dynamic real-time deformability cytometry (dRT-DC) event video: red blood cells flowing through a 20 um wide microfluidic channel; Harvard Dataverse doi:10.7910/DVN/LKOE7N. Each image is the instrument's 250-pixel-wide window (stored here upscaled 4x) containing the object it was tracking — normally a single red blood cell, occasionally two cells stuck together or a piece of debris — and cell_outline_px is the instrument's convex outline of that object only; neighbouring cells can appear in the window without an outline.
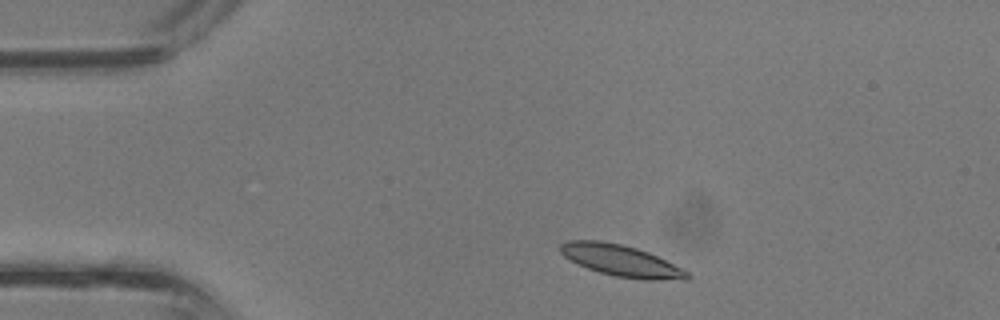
{"species": "common noctule bat (a hibernating species)", "species_latin": "Nyctalus noctula", "temperature_condition": "room temperature", "stored_images_in_passage": 34, "camera_frame_rate_fps": 3000, "um_per_image_px": 0.085, "animal": {"sex": "male", "body_mass_g": 13.3}, "frame": {"image": 1, "passage_image": 3, "time_ms": 0.667, "image_size_px": [1000, 320], "cell_outline_px": [[692, 276], [688, 280], [644, 280], [616, 276], [600, 272], [588, 268], [564, 256], [560, 252], [560, 244], [568, 240], [600, 240], [620, 244], [636, 248], [648, 252], [688, 272]], "centroid_in_image_um": [52.81, 22.16], "position_along_channel_um": 32.2, "area_um2": 22.95}}
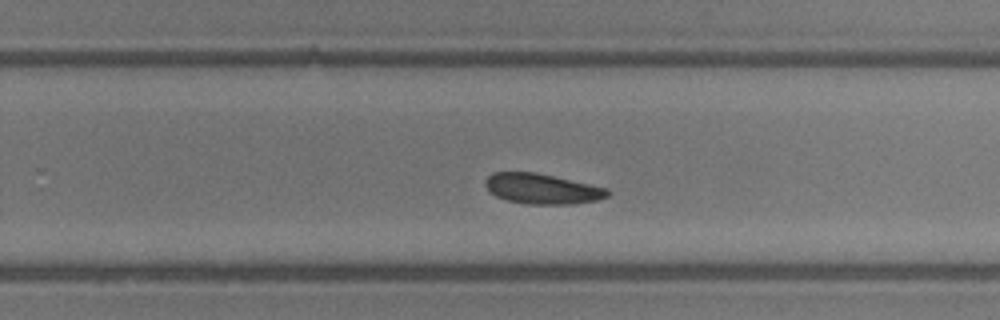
{"frame": {"image": 2, "passage_image": 20, "time_ms": 6.333, "image_size_px": [1000, 320], "cell_outline_px": [[612, 192], [608, 196], [596, 200], [572, 204], [528, 204], [508, 200], [496, 196], [488, 192], [484, 184], [484, 180], [492, 172], [536, 172], [608, 188]], "centroid_in_image_um": [46.06, 16.04], "position_along_channel_um": 283.7, "area_um2": 21.68}}
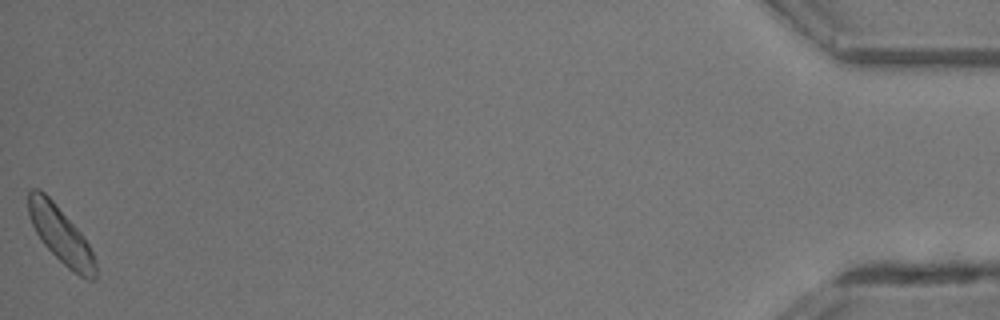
{"frame": {"image": 3, "passage_image": 34, "time_ms": 11.0, "image_size_px": [1000, 320], "cell_outline_px": [[96, 280], [88, 280], [72, 272], [44, 244], [36, 232], [28, 216], [28, 192], [32, 188], [36, 188], [44, 192], [56, 204], [84, 236], [96, 260]], "centroid_in_image_um": [5.17, 19.98], "position_along_channel_um": 430.0, "area_um2": 21.91}}